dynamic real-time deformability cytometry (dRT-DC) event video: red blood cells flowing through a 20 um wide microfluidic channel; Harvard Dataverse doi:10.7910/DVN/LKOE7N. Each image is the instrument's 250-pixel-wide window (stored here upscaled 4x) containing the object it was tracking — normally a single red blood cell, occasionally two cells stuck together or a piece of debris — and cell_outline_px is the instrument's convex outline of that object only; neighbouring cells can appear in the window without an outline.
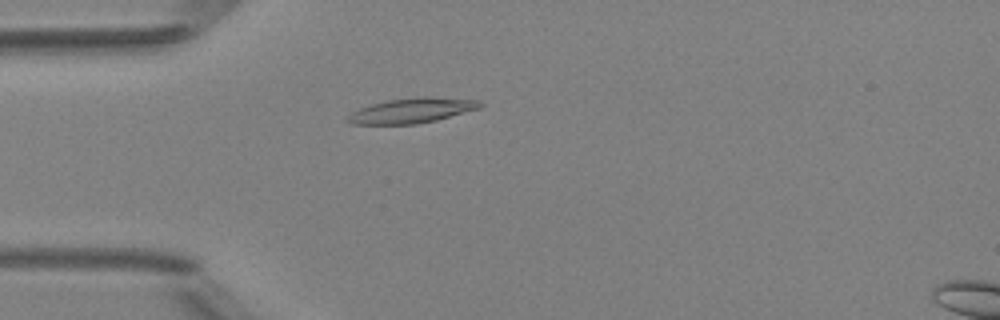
{"species": "Egyptian fruit bat (a non-hibernating species)", "species_latin": "Rousettus aegyptiacus", "temperature_condition": "room temperature", "stored_images_in_passage": 4, "camera_frame_rate_fps": 3000, "um_per_image_px": 0.085, "animal": {"sex": "female"}, "frame": {"image": 1, "passage_image": 4, "time_ms": 3.667, "image_size_px": [1000, 320], "cell_outline_px": [[484, 104], [480, 108], [436, 120], [416, 124], [352, 124], [344, 120], [344, 116], [360, 108], [372, 104], [388, 100], [424, 96], [428, 96], [480, 100]], "centroid_in_image_um": [34.99, 9.39], "position_along_channel_um": 50.0, "area_um2": 19.36}}